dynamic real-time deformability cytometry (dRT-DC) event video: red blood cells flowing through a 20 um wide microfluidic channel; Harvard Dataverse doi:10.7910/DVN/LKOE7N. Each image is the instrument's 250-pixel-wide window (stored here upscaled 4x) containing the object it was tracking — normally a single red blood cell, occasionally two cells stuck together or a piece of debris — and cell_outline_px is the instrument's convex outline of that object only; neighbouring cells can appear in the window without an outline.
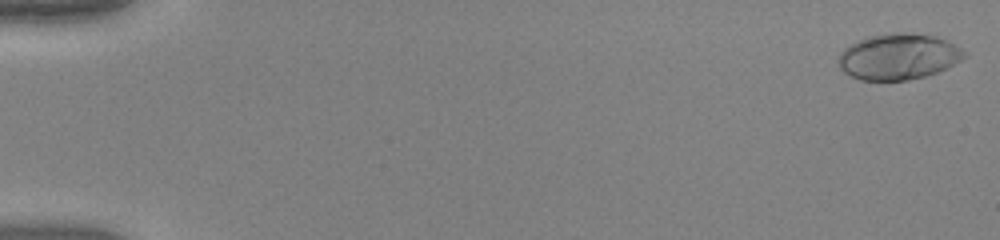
{"species": "human", "species_latin": "Homo sapiens", "temperature_condition": "warm", "stored_images_in_passage": 52, "camera_frame_rate_fps": 3000, "um_per_image_px": 0.085, "donor": {"sex": "female"}, "frame": {"image": 1, "passage_image": 1, "time_ms": 0.0, "image_size_px": [1000, 240], "cell_outline_px": [[968, 56], [936, 72], [924, 76], [908, 80], [860, 80], [844, 72], [840, 68], [840, 52], [844, 48], [864, 36], [888, 32], [904, 32], [936, 36], [968, 52]], "centroid_in_image_um": [76.35, 4.79], "position_along_channel_um": 8.7, "area_um2": 33.64}}
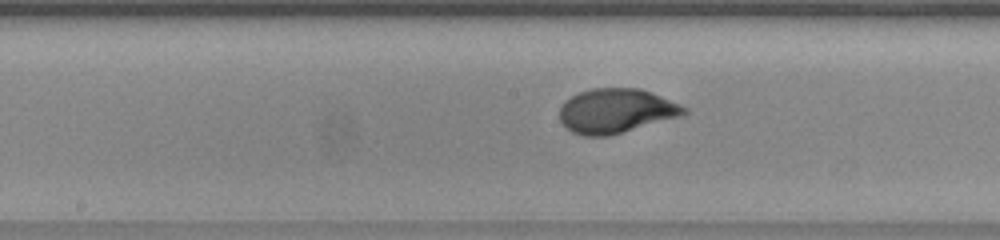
{"frame": {"image": 2, "passage_image": 28, "time_ms": 9.0, "image_size_px": [1000, 240], "cell_outline_px": [[688, 112], [680, 116], [608, 136], [584, 136], [572, 132], [560, 120], [560, 108], [564, 100], [580, 92], [592, 88], [640, 88], [680, 104], [688, 108]], "centroid_in_image_um": [52.35, 9.42], "position_along_channel_um": 195.9, "area_um2": 31.96}}
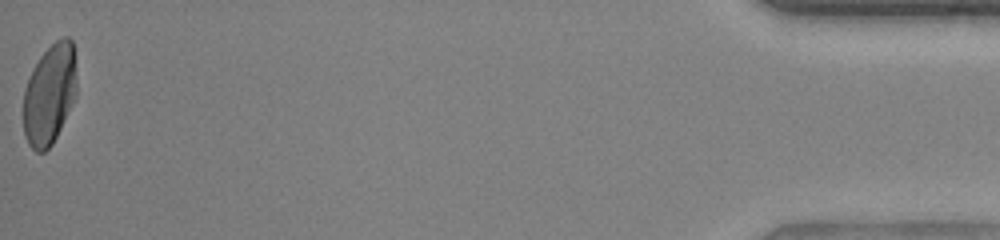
{"frame": {"image": 3, "passage_image": 52, "time_ms": 17.0, "image_size_px": [1000, 240], "cell_outline_px": [[76, 96], [52, 144], [44, 152], [36, 152], [28, 144], [24, 136], [24, 88], [32, 68], [40, 56], [56, 40], [64, 36], [68, 36], [72, 40], [76, 80]], "centroid_in_image_um": [4.2, 8.01], "position_along_channel_um": 431.0, "area_um2": 31.04}, "authors_computed_cell_mechanics": {"area_um2": 31.6744, "velocity_mm_per_s": 4.0536, "shape_relaxation_time_tau1_ms": 3.8296, "shape_relaxation_time_tau2_ms": null, "deformation_change_tau1": 0.2054, "deformation_change_tau2": null}}